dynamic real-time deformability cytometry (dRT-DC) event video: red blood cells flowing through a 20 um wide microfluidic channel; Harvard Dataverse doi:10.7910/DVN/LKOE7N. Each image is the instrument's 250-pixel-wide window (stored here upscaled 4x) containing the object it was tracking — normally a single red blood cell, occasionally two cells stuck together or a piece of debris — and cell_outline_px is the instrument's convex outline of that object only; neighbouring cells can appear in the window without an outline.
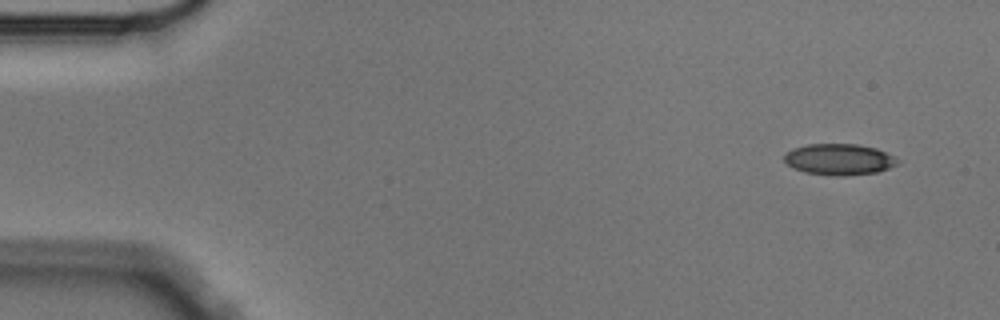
{"species": "Egyptian fruit bat (a non-hibernating species)", "species_latin": "Rousettus aegyptiacus", "temperature_condition": "cold", "stored_images_in_passage": 6, "camera_frame_rate_fps": 3000, "um_per_image_px": 0.085, "animal": {"sex": "male"}, "frame": {"image": 1, "passage_image": 1, "time_ms": 0.0, "image_size_px": [1000, 320], "cell_outline_px": [[900, 160], [896, 164], [888, 168], [876, 172], [844, 176], [832, 176], [804, 172], [792, 168], [784, 160], [784, 156], [792, 148], [808, 144], [856, 144], [876, 148]], "centroid_in_image_um": [71.29, 13.55], "position_along_channel_um": 13.7, "area_um2": 20.52}}
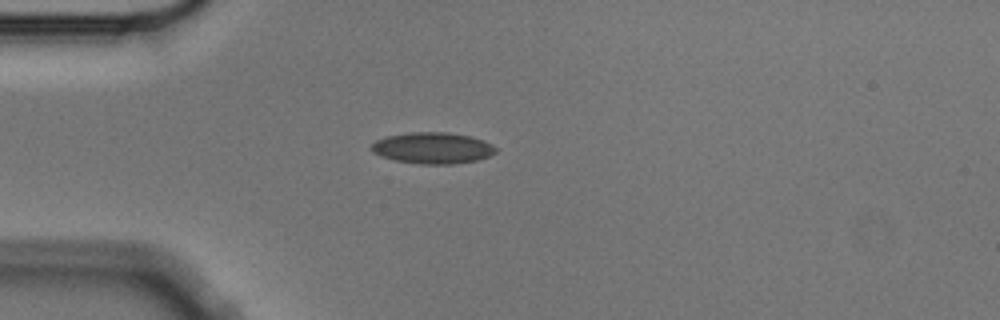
{"frame": {"image": 2, "passage_image": 4, "time_ms": 1.0, "image_size_px": [1000, 320], "cell_outline_px": [[496, 152], [488, 156], [476, 160], [452, 164], [420, 164], [396, 160], [380, 156], [372, 152], [372, 144], [376, 140], [388, 136], [408, 132], [448, 132], [472, 136], [484, 140], [492, 144], [496, 148]], "centroid_in_image_um": [36.79, 12.57], "position_along_channel_um": 48.2, "area_um2": 22.66}}
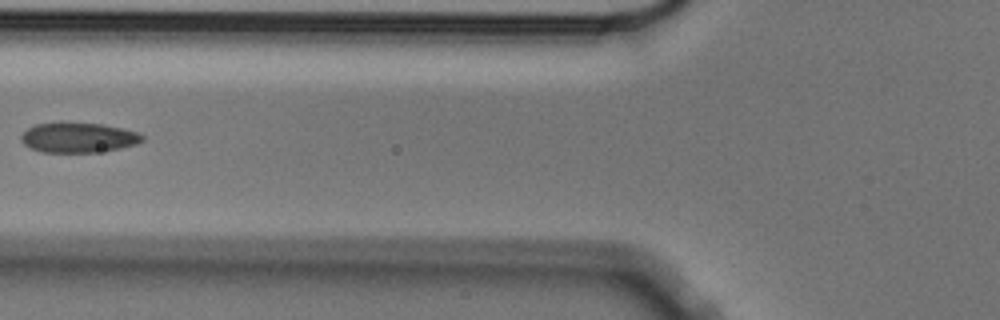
{"frame": {"image": 3, "passage_image": 6, "time_ms": 1.667, "image_size_px": [1000, 320], "cell_outline_px": [[144, 140], [136, 144], [120, 148], [96, 152], [40, 152], [24, 144], [20, 140], [20, 136], [28, 128], [36, 124], [100, 124], [120, 128], [136, 132], [144, 136]], "centroid_in_image_um": [6.65, 11.72], "position_along_channel_um": 119.1, "area_um2": 20.58}}